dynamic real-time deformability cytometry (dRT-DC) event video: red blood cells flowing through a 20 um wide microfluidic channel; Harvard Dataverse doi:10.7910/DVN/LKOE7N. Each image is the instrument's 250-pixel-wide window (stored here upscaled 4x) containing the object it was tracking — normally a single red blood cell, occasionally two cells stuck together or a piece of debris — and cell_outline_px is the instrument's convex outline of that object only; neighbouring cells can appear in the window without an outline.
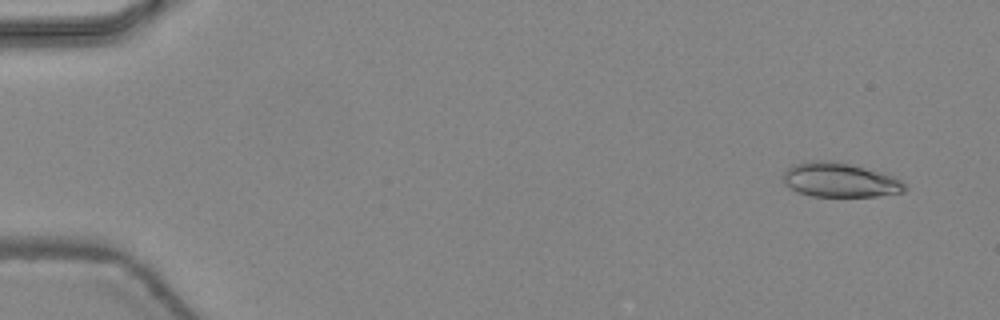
{"species": "common noctule bat (a hibernating species)", "species_latin": "Nyctalus noctula", "temperature_condition": "warm", "stored_images_in_passage": 15, "camera_frame_rate_fps": 3000, "um_per_image_px": 0.085, "animal": {"sex": "female", "body_mass_g": 24.6, "forearm_length_mm": 56.2}, "frame": {"image": 1, "passage_image": 3, "time_ms": 0.667, "image_size_px": [1000, 320], "cell_outline_px": [[908, 188], [904, 192], [880, 196], [812, 196], [796, 192], [784, 184], [784, 172], [792, 164], [812, 160], [832, 160], [888, 172], [900, 180]], "centroid_in_image_um": [71.43, 15.28], "position_along_channel_um": 13.6, "area_um2": 24.85}}
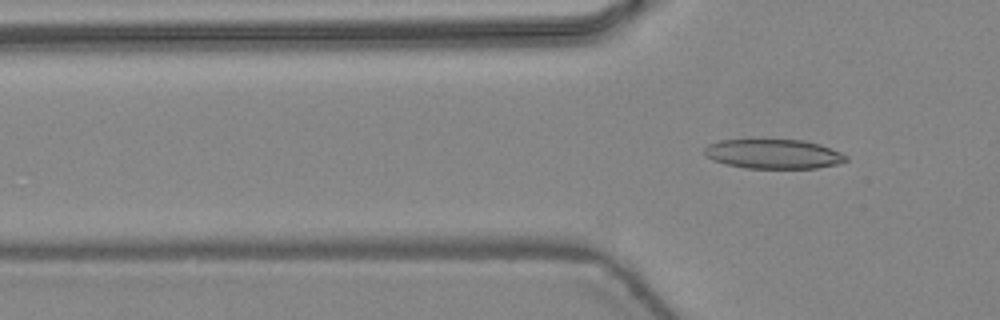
{"frame": {"image": 2, "passage_image": 15, "time_ms": 4.667, "image_size_px": [1000, 320], "cell_outline_px": [[848, 160], [836, 164], [816, 168], [748, 168], [724, 164], [712, 160], [704, 156], [704, 148], [708, 144], [720, 140], [804, 140], [820, 144], [840, 152], [848, 156]], "centroid_in_image_um": [65.72, 13.09], "position_along_channel_um": 60.1, "area_um2": 24.33}}